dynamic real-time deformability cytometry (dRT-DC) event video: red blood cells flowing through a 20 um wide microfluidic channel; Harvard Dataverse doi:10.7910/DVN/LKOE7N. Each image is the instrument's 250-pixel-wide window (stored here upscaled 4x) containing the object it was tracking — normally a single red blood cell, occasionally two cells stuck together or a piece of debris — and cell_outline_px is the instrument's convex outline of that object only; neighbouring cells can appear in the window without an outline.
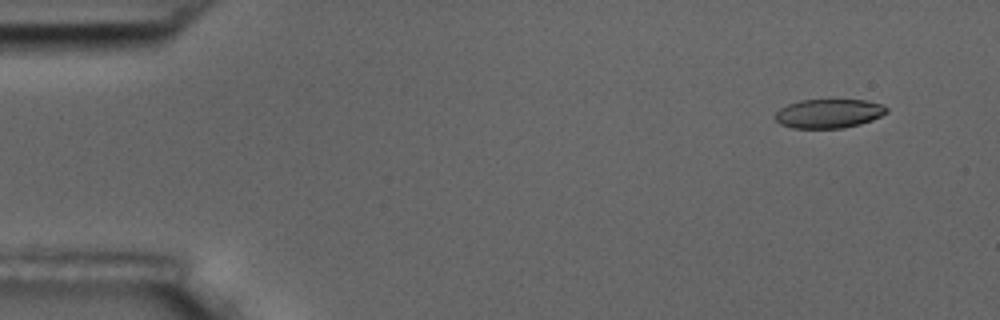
{"species": "common noctule bat (a hibernating species)", "species_latin": "Nyctalus noctula", "temperature_condition": "room temperature", "stored_images_in_passage": 7, "camera_frame_rate_fps": 3000, "um_per_image_px": 0.085, "animal": {"sex": "male", "body_mass_g": 17.5, "forearm_length_mm": 52.3}, "frame": {"image": 1, "passage_image": 2, "time_ms": 1.333, "image_size_px": [1000, 320], "cell_outline_px": [[888, 112], [872, 120], [860, 124], [844, 128], [792, 128], [780, 124], [772, 116], [780, 108], [788, 104], [800, 100], [864, 100], [880, 104], [888, 108]], "centroid_in_image_um": [70.41, 9.65], "position_along_channel_um": 14.6, "area_um2": 18.9}}
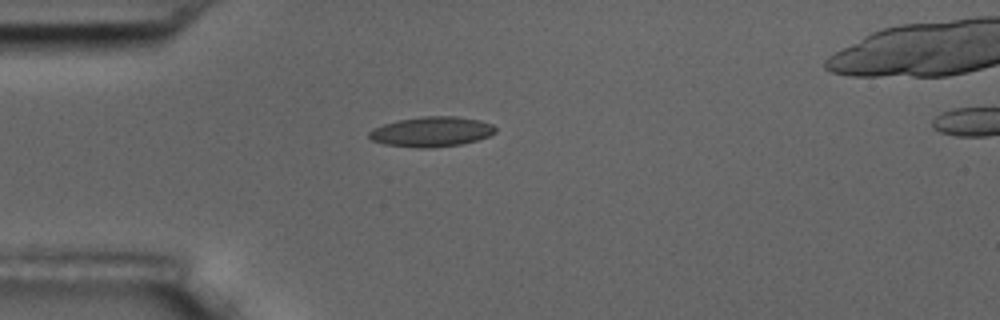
{"frame": {"image": 2, "passage_image": 5, "time_ms": 5.0, "image_size_px": [1000, 320], "cell_outline_px": [[496, 132], [488, 136], [476, 140], [460, 144], [432, 148], [416, 148], [384, 144], [372, 140], [368, 136], [368, 132], [372, 128], [384, 124], [400, 120], [424, 116], [456, 116], [480, 120], [492, 124], [496, 128]], "centroid_in_image_um": [36.67, 11.2], "position_along_channel_um": 48.3, "area_um2": 22.08}}